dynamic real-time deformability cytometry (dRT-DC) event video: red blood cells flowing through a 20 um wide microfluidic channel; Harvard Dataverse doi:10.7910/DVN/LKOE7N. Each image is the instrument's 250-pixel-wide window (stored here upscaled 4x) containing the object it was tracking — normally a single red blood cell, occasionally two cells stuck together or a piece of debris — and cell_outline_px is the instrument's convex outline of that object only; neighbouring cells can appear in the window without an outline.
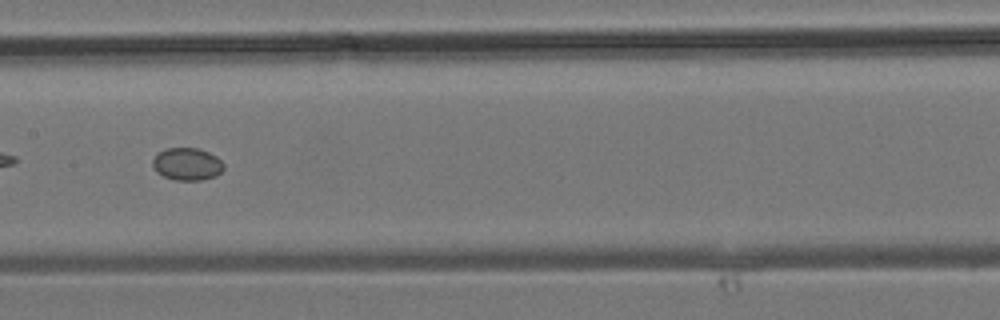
{"species": "common noctule bat (a hibernating species)", "species_latin": "Nyctalus noctula", "temperature_condition": "room temperature", "stored_images_in_passage": 24, "camera_frame_rate_fps": 3000, "um_per_image_px": 0.085, "animal": {"sex": "male", "body_mass_g": 19.2, "forearm_length_mm": 51.8}, "frame": {"image": 1, "passage_image": 8, "time_ms": 2.333, "image_size_px": [1000, 320], "cell_outline_px": [[224, 168], [216, 176], [200, 180], [176, 180], [164, 176], [156, 172], [152, 164], [152, 160], [156, 152], [164, 148], [200, 148], [216, 156], [224, 164]], "centroid_in_image_um": [15.87, 13.93], "position_along_channel_um": 191.5, "area_um2": 13.58}}
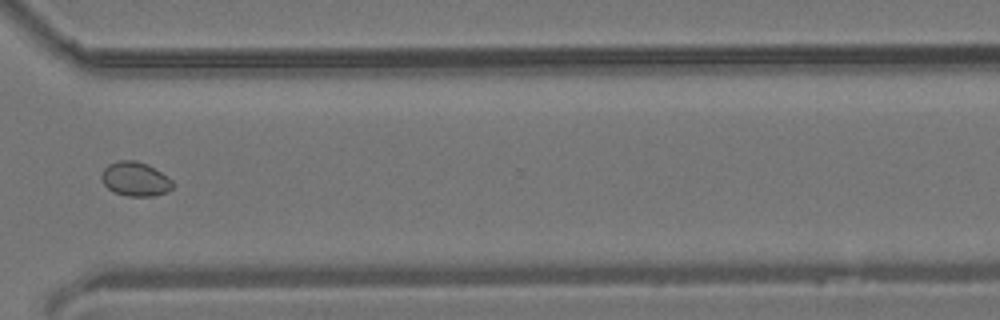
{"frame": {"image": 2, "passage_image": 17, "time_ms": 5.333, "image_size_px": [1000, 320], "cell_outline_px": [[172, 188], [168, 192], [152, 196], [128, 196], [112, 192], [104, 184], [100, 176], [104, 168], [108, 164], [120, 160], [136, 160], [148, 164], [172, 180]], "centroid_in_image_um": [11.47, 15.22], "position_along_channel_um": 359.1, "area_um2": 14.22}}